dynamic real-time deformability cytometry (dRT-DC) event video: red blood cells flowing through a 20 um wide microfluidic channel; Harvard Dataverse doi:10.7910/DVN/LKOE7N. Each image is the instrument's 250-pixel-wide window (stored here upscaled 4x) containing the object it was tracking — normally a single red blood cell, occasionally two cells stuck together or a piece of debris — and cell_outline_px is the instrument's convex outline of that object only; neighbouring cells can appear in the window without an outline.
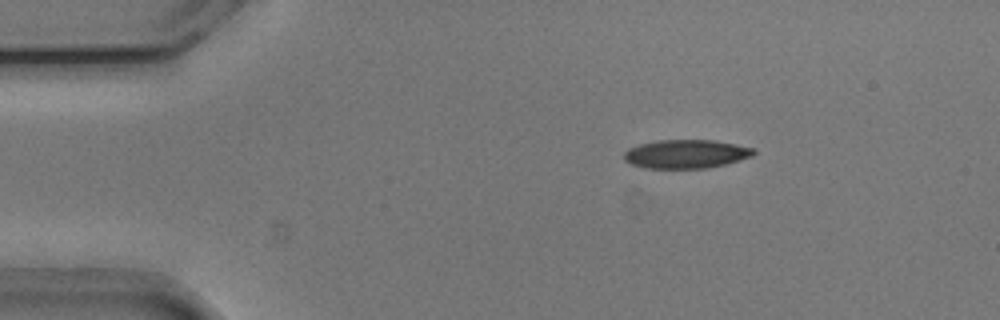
{"species": "common noctule bat (a hibernating species)", "species_latin": "Nyctalus noctula", "temperature_condition": "cold", "stored_images_in_passage": 27, "camera_frame_rate_fps": 3000, "um_per_image_px": 0.085, "animal": {"sex": "male", "body_mass_g": 20.5, "forearm_length_mm": 52.5}, "frame": {"image": 1, "passage_image": 1, "time_ms": 0.0, "image_size_px": [1000, 320], "cell_outline_px": [[756, 152], [752, 156], [740, 160], [708, 168], [644, 168], [632, 164], [624, 160], [624, 152], [628, 148], [640, 144], [656, 140], [712, 140], [736, 144], [756, 148]], "centroid_in_image_um": [58.32, 13.08], "position_along_channel_um": 26.7, "area_um2": 21.73}}
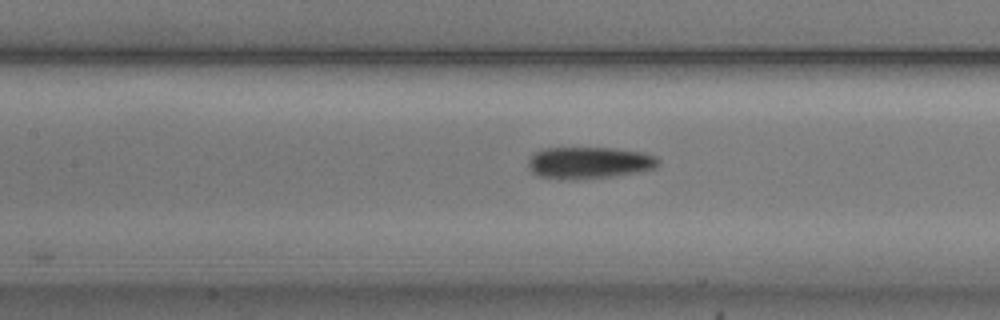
{"frame": {"image": 2, "passage_image": 16, "time_ms": 5.0, "image_size_px": [1000, 320], "cell_outline_px": [[660, 164], [656, 168], [640, 172], [612, 176], [540, 176], [532, 172], [528, 168], [528, 160], [536, 152], [548, 148], [616, 148], [644, 152], [656, 156], [660, 160]], "centroid_in_image_um": [50.2, 13.78], "position_along_channel_um": 157.2, "area_um2": 23.18}}
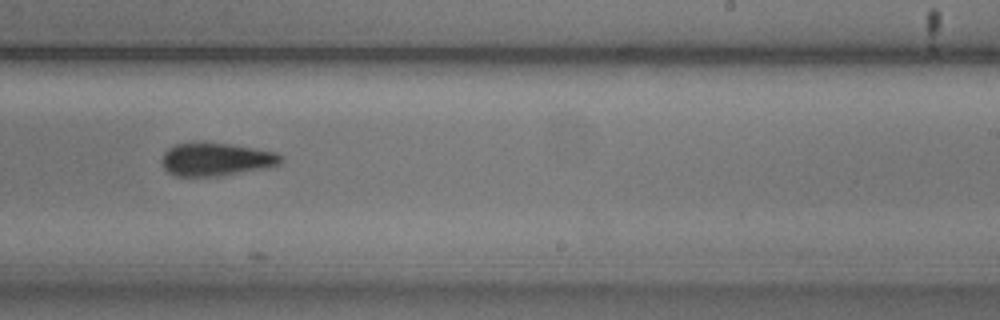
{"frame": {"image": 3, "passage_image": 25, "time_ms": 8.0, "image_size_px": [1000, 320], "cell_outline_px": [[284, 160], [280, 164], [272, 168], [220, 176], [176, 176], [168, 172], [164, 168], [160, 160], [164, 152], [172, 144], [192, 140], [232, 144], [276, 152], [284, 156]], "centroid_in_image_um": [18.38, 13.52], "position_along_channel_um": 270.6, "area_um2": 23.99}}